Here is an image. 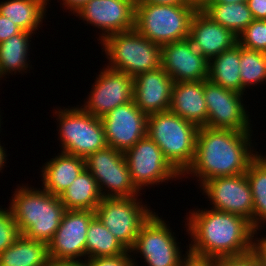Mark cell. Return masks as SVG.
<instances>
[{
	"label": "cell",
	"mask_w": 266,
	"mask_h": 266,
	"mask_svg": "<svg viewBox=\"0 0 266 266\" xmlns=\"http://www.w3.org/2000/svg\"><path fill=\"white\" fill-rule=\"evenodd\" d=\"M186 219L192 239L188 252L200 257L218 259L248 254L253 237L258 234L247 219L215 209L193 210Z\"/></svg>",
	"instance_id": "1"
},
{
	"label": "cell",
	"mask_w": 266,
	"mask_h": 266,
	"mask_svg": "<svg viewBox=\"0 0 266 266\" xmlns=\"http://www.w3.org/2000/svg\"><path fill=\"white\" fill-rule=\"evenodd\" d=\"M251 133L199 127L193 163L182 177L191 174L201 186L209 179L246 173L259 153L251 145Z\"/></svg>",
	"instance_id": "2"
},
{
	"label": "cell",
	"mask_w": 266,
	"mask_h": 266,
	"mask_svg": "<svg viewBox=\"0 0 266 266\" xmlns=\"http://www.w3.org/2000/svg\"><path fill=\"white\" fill-rule=\"evenodd\" d=\"M10 208L19 233L46 244L53 238L66 211L59 196L28 186L16 188Z\"/></svg>",
	"instance_id": "3"
},
{
	"label": "cell",
	"mask_w": 266,
	"mask_h": 266,
	"mask_svg": "<svg viewBox=\"0 0 266 266\" xmlns=\"http://www.w3.org/2000/svg\"><path fill=\"white\" fill-rule=\"evenodd\" d=\"M199 128L171 110L147 117V135L159 146L165 159L182 176L193 163Z\"/></svg>",
	"instance_id": "4"
},
{
	"label": "cell",
	"mask_w": 266,
	"mask_h": 266,
	"mask_svg": "<svg viewBox=\"0 0 266 266\" xmlns=\"http://www.w3.org/2000/svg\"><path fill=\"white\" fill-rule=\"evenodd\" d=\"M100 43L109 60L107 67L133 78L161 67V46L136 29L111 34Z\"/></svg>",
	"instance_id": "5"
},
{
	"label": "cell",
	"mask_w": 266,
	"mask_h": 266,
	"mask_svg": "<svg viewBox=\"0 0 266 266\" xmlns=\"http://www.w3.org/2000/svg\"><path fill=\"white\" fill-rule=\"evenodd\" d=\"M196 10L188 5L135 3V29L157 45L188 39Z\"/></svg>",
	"instance_id": "6"
},
{
	"label": "cell",
	"mask_w": 266,
	"mask_h": 266,
	"mask_svg": "<svg viewBox=\"0 0 266 266\" xmlns=\"http://www.w3.org/2000/svg\"><path fill=\"white\" fill-rule=\"evenodd\" d=\"M59 121V139L63 153L86 158L108 146L101 118L81 107L58 109L54 112Z\"/></svg>",
	"instance_id": "7"
},
{
	"label": "cell",
	"mask_w": 266,
	"mask_h": 266,
	"mask_svg": "<svg viewBox=\"0 0 266 266\" xmlns=\"http://www.w3.org/2000/svg\"><path fill=\"white\" fill-rule=\"evenodd\" d=\"M138 197L102 198L95 210L96 217L127 250L134 246L141 226L153 213Z\"/></svg>",
	"instance_id": "8"
},
{
	"label": "cell",
	"mask_w": 266,
	"mask_h": 266,
	"mask_svg": "<svg viewBox=\"0 0 266 266\" xmlns=\"http://www.w3.org/2000/svg\"><path fill=\"white\" fill-rule=\"evenodd\" d=\"M85 168L97 181L103 198L139 196L123 152L107 146L88 155Z\"/></svg>",
	"instance_id": "9"
},
{
	"label": "cell",
	"mask_w": 266,
	"mask_h": 266,
	"mask_svg": "<svg viewBox=\"0 0 266 266\" xmlns=\"http://www.w3.org/2000/svg\"><path fill=\"white\" fill-rule=\"evenodd\" d=\"M166 221L152 213L143 223L130 252L140 253L148 266H180L182 251Z\"/></svg>",
	"instance_id": "10"
},
{
	"label": "cell",
	"mask_w": 266,
	"mask_h": 266,
	"mask_svg": "<svg viewBox=\"0 0 266 266\" xmlns=\"http://www.w3.org/2000/svg\"><path fill=\"white\" fill-rule=\"evenodd\" d=\"M124 156L128 163L131 179L139 191L144 186L159 185L160 182L182 178L165 159L159 146L148 135L128 149Z\"/></svg>",
	"instance_id": "11"
},
{
	"label": "cell",
	"mask_w": 266,
	"mask_h": 266,
	"mask_svg": "<svg viewBox=\"0 0 266 266\" xmlns=\"http://www.w3.org/2000/svg\"><path fill=\"white\" fill-rule=\"evenodd\" d=\"M243 95L204 80V98L208 110L205 127L252 132Z\"/></svg>",
	"instance_id": "12"
},
{
	"label": "cell",
	"mask_w": 266,
	"mask_h": 266,
	"mask_svg": "<svg viewBox=\"0 0 266 266\" xmlns=\"http://www.w3.org/2000/svg\"><path fill=\"white\" fill-rule=\"evenodd\" d=\"M211 209L228 212L247 219L253 227V196L246 174L209 179L201 186Z\"/></svg>",
	"instance_id": "13"
},
{
	"label": "cell",
	"mask_w": 266,
	"mask_h": 266,
	"mask_svg": "<svg viewBox=\"0 0 266 266\" xmlns=\"http://www.w3.org/2000/svg\"><path fill=\"white\" fill-rule=\"evenodd\" d=\"M94 83L86 104L80 107L97 118L133 100L134 78L124 72L106 66Z\"/></svg>",
	"instance_id": "14"
},
{
	"label": "cell",
	"mask_w": 266,
	"mask_h": 266,
	"mask_svg": "<svg viewBox=\"0 0 266 266\" xmlns=\"http://www.w3.org/2000/svg\"><path fill=\"white\" fill-rule=\"evenodd\" d=\"M95 216V211L91 210H66L53 238L47 244L49 258L80 260L86 257L87 230Z\"/></svg>",
	"instance_id": "15"
},
{
	"label": "cell",
	"mask_w": 266,
	"mask_h": 266,
	"mask_svg": "<svg viewBox=\"0 0 266 266\" xmlns=\"http://www.w3.org/2000/svg\"><path fill=\"white\" fill-rule=\"evenodd\" d=\"M147 117L134 100L111 110L101 118L108 146L125 153L147 135Z\"/></svg>",
	"instance_id": "16"
},
{
	"label": "cell",
	"mask_w": 266,
	"mask_h": 266,
	"mask_svg": "<svg viewBox=\"0 0 266 266\" xmlns=\"http://www.w3.org/2000/svg\"><path fill=\"white\" fill-rule=\"evenodd\" d=\"M75 15L102 29L101 41L111 34L135 29L134 0H89Z\"/></svg>",
	"instance_id": "17"
},
{
	"label": "cell",
	"mask_w": 266,
	"mask_h": 266,
	"mask_svg": "<svg viewBox=\"0 0 266 266\" xmlns=\"http://www.w3.org/2000/svg\"><path fill=\"white\" fill-rule=\"evenodd\" d=\"M208 66L189 39L161 46V67L174 82L208 80Z\"/></svg>",
	"instance_id": "18"
},
{
	"label": "cell",
	"mask_w": 266,
	"mask_h": 266,
	"mask_svg": "<svg viewBox=\"0 0 266 266\" xmlns=\"http://www.w3.org/2000/svg\"><path fill=\"white\" fill-rule=\"evenodd\" d=\"M173 84L174 81L162 67L140 73L134 77L133 100L147 115L167 111L171 105Z\"/></svg>",
	"instance_id": "19"
},
{
	"label": "cell",
	"mask_w": 266,
	"mask_h": 266,
	"mask_svg": "<svg viewBox=\"0 0 266 266\" xmlns=\"http://www.w3.org/2000/svg\"><path fill=\"white\" fill-rule=\"evenodd\" d=\"M188 39L207 60L237 44V36L215 22L204 11L194 13Z\"/></svg>",
	"instance_id": "20"
},
{
	"label": "cell",
	"mask_w": 266,
	"mask_h": 266,
	"mask_svg": "<svg viewBox=\"0 0 266 266\" xmlns=\"http://www.w3.org/2000/svg\"><path fill=\"white\" fill-rule=\"evenodd\" d=\"M169 110L198 128L204 127L208 118L204 98V80L174 82Z\"/></svg>",
	"instance_id": "21"
},
{
	"label": "cell",
	"mask_w": 266,
	"mask_h": 266,
	"mask_svg": "<svg viewBox=\"0 0 266 266\" xmlns=\"http://www.w3.org/2000/svg\"><path fill=\"white\" fill-rule=\"evenodd\" d=\"M42 168V188L50 194L60 196L85 169V158L61 152Z\"/></svg>",
	"instance_id": "22"
},
{
	"label": "cell",
	"mask_w": 266,
	"mask_h": 266,
	"mask_svg": "<svg viewBox=\"0 0 266 266\" xmlns=\"http://www.w3.org/2000/svg\"><path fill=\"white\" fill-rule=\"evenodd\" d=\"M66 210H91L102 200L97 181L85 168L59 196Z\"/></svg>",
	"instance_id": "23"
},
{
	"label": "cell",
	"mask_w": 266,
	"mask_h": 266,
	"mask_svg": "<svg viewBox=\"0 0 266 266\" xmlns=\"http://www.w3.org/2000/svg\"><path fill=\"white\" fill-rule=\"evenodd\" d=\"M208 80L242 94L240 45L238 43L209 60Z\"/></svg>",
	"instance_id": "24"
},
{
	"label": "cell",
	"mask_w": 266,
	"mask_h": 266,
	"mask_svg": "<svg viewBox=\"0 0 266 266\" xmlns=\"http://www.w3.org/2000/svg\"><path fill=\"white\" fill-rule=\"evenodd\" d=\"M49 259L47 244L20 234L0 254V266H45Z\"/></svg>",
	"instance_id": "25"
},
{
	"label": "cell",
	"mask_w": 266,
	"mask_h": 266,
	"mask_svg": "<svg viewBox=\"0 0 266 266\" xmlns=\"http://www.w3.org/2000/svg\"><path fill=\"white\" fill-rule=\"evenodd\" d=\"M49 0H7L0 3V14L23 31L35 33L46 13ZM40 24V25H39Z\"/></svg>",
	"instance_id": "26"
},
{
	"label": "cell",
	"mask_w": 266,
	"mask_h": 266,
	"mask_svg": "<svg viewBox=\"0 0 266 266\" xmlns=\"http://www.w3.org/2000/svg\"><path fill=\"white\" fill-rule=\"evenodd\" d=\"M32 34L27 31L11 36L9 39L0 43V74L5 77L7 73L14 74L18 71H25L30 67L28 51Z\"/></svg>",
	"instance_id": "27"
},
{
	"label": "cell",
	"mask_w": 266,
	"mask_h": 266,
	"mask_svg": "<svg viewBox=\"0 0 266 266\" xmlns=\"http://www.w3.org/2000/svg\"><path fill=\"white\" fill-rule=\"evenodd\" d=\"M253 196V228L259 231L266 222V159L258 154L246 171ZM261 223V224H260Z\"/></svg>",
	"instance_id": "28"
},
{
	"label": "cell",
	"mask_w": 266,
	"mask_h": 266,
	"mask_svg": "<svg viewBox=\"0 0 266 266\" xmlns=\"http://www.w3.org/2000/svg\"><path fill=\"white\" fill-rule=\"evenodd\" d=\"M204 12L238 36L253 20L247 3H211Z\"/></svg>",
	"instance_id": "29"
},
{
	"label": "cell",
	"mask_w": 266,
	"mask_h": 266,
	"mask_svg": "<svg viewBox=\"0 0 266 266\" xmlns=\"http://www.w3.org/2000/svg\"><path fill=\"white\" fill-rule=\"evenodd\" d=\"M127 249L95 216L88 227L86 239V258L109 257L123 254Z\"/></svg>",
	"instance_id": "30"
},
{
	"label": "cell",
	"mask_w": 266,
	"mask_h": 266,
	"mask_svg": "<svg viewBox=\"0 0 266 266\" xmlns=\"http://www.w3.org/2000/svg\"><path fill=\"white\" fill-rule=\"evenodd\" d=\"M240 77L242 94L246 91V87L266 82V61L262 52L247 49L240 45Z\"/></svg>",
	"instance_id": "31"
},
{
	"label": "cell",
	"mask_w": 266,
	"mask_h": 266,
	"mask_svg": "<svg viewBox=\"0 0 266 266\" xmlns=\"http://www.w3.org/2000/svg\"><path fill=\"white\" fill-rule=\"evenodd\" d=\"M244 48L262 52L266 48V20H253L238 36Z\"/></svg>",
	"instance_id": "32"
},
{
	"label": "cell",
	"mask_w": 266,
	"mask_h": 266,
	"mask_svg": "<svg viewBox=\"0 0 266 266\" xmlns=\"http://www.w3.org/2000/svg\"><path fill=\"white\" fill-rule=\"evenodd\" d=\"M20 235L17 223L9 206V209L0 208V254L11 246Z\"/></svg>",
	"instance_id": "33"
},
{
	"label": "cell",
	"mask_w": 266,
	"mask_h": 266,
	"mask_svg": "<svg viewBox=\"0 0 266 266\" xmlns=\"http://www.w3.org/2000/svg\"><path fill=\"white\" fill-rule=\"evenodd\" d=\"M128 253L131 254L130 250L116 256L87 258L85 263L86 266H138Z\"/></svg>",
	"instance_id": "34"
},
{
	"label": "cell",
	"mask_w": 266,
	"mask_h": 266,
	"mask_svg": "<svg viewBox=\"0 0 266 266\" xmlns=\"http://www.w3.org/2000/svg\"><path fill=\"white\" fill-rule=\"evenodd\" d=\"M217 266H262V264L253 251H251L241 256L218 258Z\"/></svg>",
	"instance_id": "35"
},
{
	"label": "cell",
	"mask_w": 266,
	"mask_h": 266,
	"mask_svg": "<svg viewBox=\"0 0 266 266\" xmlns=\"http://www.w3.org/2000/svg\"><path fill=\"white\" fill-rule=\"evenodd\" d=\"M23 30L13 23L8 17L0 14V43L9 39L11 36L21 33Z\"/></svg>",
	"instance_id": "36"
},
{
	"label": "cell",
	"mask_w": 266,
	"mask_h": 266,
	"mask_svg": "<svg viewBox=\"0 0 266 266\" xmlns=\"http://www.w3.org/2000/svg\"><path fill=\"white\" fill-rule=\"evenodd\" d=\"M187 254V255H186ZM180 266H217L216 258L200 257L186 251Z\"/></svg>",
	"instance_id": "37"
},
{
	"label": "cell",
	"mask_w": 266,
	"mask_h": 266,
	"mask_svg": "<svg viewBox=\"0 0 266 266\" xmlns=\"http://www.w3.org/2000/svg\"><path fill=\"white\" fill-rule=\"evenodd\" d=\"M254 20H266V0H247Z\"/></svg>",
	"instance_id": "38"
},
{
	"label": "cell",
	"mask_w": 266,
	"mask_h": 266,
	"mask_svg": "<svg viewBox=\"0 0 266 266\" xmlns=\"http://www.w3.org/2000/svg\"><path fill=\"white\" fill-rule=\"evenodd\" d=\"M256 239L253 240L252 251L261 261L262 266H266V237Z\"/></svg>",
	"instance_id": "39"
},
{
	"label": "cell",
	"mask_w": 266,
	"mask_h": 266,
	"mask_svg": "<svg viewBox=\"0 0 266 266\" xmlns=\"http://www.w3.org/2000/svg\"><path fill=\"white\" fill-rule=\"evenodd\" d=\"M45 266H86L85 260H56L49 258Z\"/></svg>",
	"instance_id": "40"
},
{
	"label": "cell",
	"mask_w": 266,
	"mask_h": 266,
	"mask_svg": "<svg viewBox=\"0 0 266 266\" xmlns=\"http://www.w3.org/2000/svg\"><path fill=\"white\" fill-rule=\"evenodd\" d=\"M134 3H150L157 5H187L186 0H134Z\"/></svg>",
	"instance_id": "41"
},
{
	"label": "cell",
	"mask_w": 266,
	"mask_h": 266,
	"mask_svg": "<svg viewBox=\"0 0 266 266\" xmlns=\"http://www.w3.org/2000/svg\"><path fill=\"white\" fill-rule=\"evenodd\" d=\"M62 5L68 10L75 14L83 5H85L89 0H62Z\"/></svg>",
	"instance_id": "42"
},
{
	"label": "cell",
	"mask_w": 266,
	"mask_h": 266,
	"mask_svg": "<svg viewBox=\"0 0 266 266\" xmlns=\"http://www.w3.org/2000/svg\"><path fill=\"white\" fill-rule=\"evenodd\" d=\"M187 5L194 8L196 11H204L213 0H186Z\"/></svg>",
	"instance_id": "43"
},
{
	"label": "cell",
	"mask_w": 266,
	"mask_h": 266,
	"mask_svg": "<svg viewBox=\"0 0 266 266\" xmlns=\"http://www.w3.org/2000/svg\"><path fill=\"white\" fill-rule=\"evenodd\" d=\"M5 152L6 151H5L4 147H2V145L0 144V171L2 170L3 166H6V165H4L6 163L5 161L7 159L6 158L7 155Z\"/></svg>",
	"instance_id": "44"
},
{
	"label": "cell",
	"mask_w": 266,
	"mask_h": 266,
	"mask_svg": "<svg viewBox=\"0 0 266 266\" xmlns=\"http://www.w3.org/2000/svg\"><path fill=\"white\" fill-rule=\"evenodd\" d=\"M247 3V0H213L212 3H222V4H228V3Z\"/></svg>",
	"instance_id": "45"
},
{
	"label": "cell",
	"mask_w": 266,
	"mask_h": 266,
	"mask_svg": "<svg viewBox=\"0 0 266 266\" xmlns=\"http://www.w3.org/2000/svg\"><path fill=\"white\" fill-rule=\"evenodd\" d=\"M262 53H263V57H264V59L266 61V48L262 51Z\"/></svg>",
	"instance_id": "46"
}]
</instances>
